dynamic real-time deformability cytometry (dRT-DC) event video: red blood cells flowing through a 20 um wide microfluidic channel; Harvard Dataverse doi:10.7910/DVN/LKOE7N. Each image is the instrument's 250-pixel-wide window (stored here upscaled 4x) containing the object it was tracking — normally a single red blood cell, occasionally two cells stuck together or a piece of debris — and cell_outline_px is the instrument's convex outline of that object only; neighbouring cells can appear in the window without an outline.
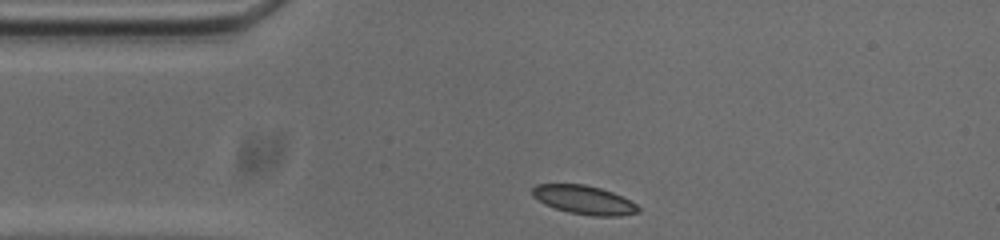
{"species": "common noctule bat (a hibernating species)", "species_latin": "Nyctalus noctula", "temperature_condition": "cold", "stored_images_in_passage": 33, "camera_frame_rate_fps": 3000, "um_per_image_px": 0.085, "animal": {"sex": "male", "body_mass_g": 20.0, "forearm_length_mm": 53.3}, "frame": {"image": 1, "passage_image": 1, "time_ms": 0.0, "image_size_px": [1000, 240], "cell_outline_px": [[640, 212], [620, 216], [592, 216], [568, 212], [544, 204], [532, 196], [532, 188], [536, 184], [584, 184], [600, 188], [612, 192], [636, 204], [640, 208]], "centroid_in_image_um": [49.63, 16.99], "position_along_channel_um": 35.4, "area_um2": 17.69}}
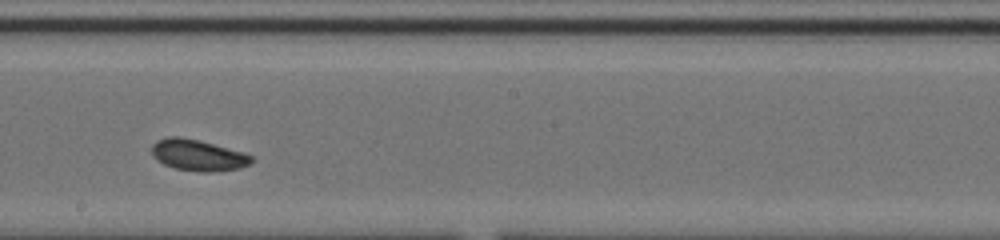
{"frame": {"image": 2, "passage_image": 19, "time_ms": 6.0, "image_size_px": [1000, 240], "cell_outline_px": [[256, 160], [252, 164], [240, 168], [212, 172], [200, 172], [176, 168], [164, 164], [156, 160], [152, 156], [152, 144], [156, 140], [168, 136], [180, 136], [200, 140], [244, 152], [252, 156]], "centroid_in_image_um": [16.85, 13.18], "position_along_channel_um": 231.3, "area_um2": 18.5}}
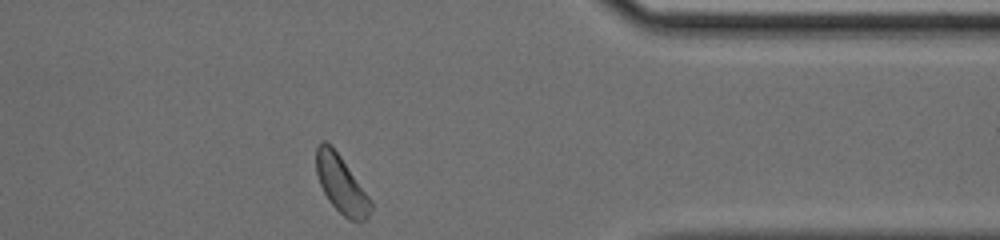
{"frame": {"image": 3, "passage_image": 33, "time_ms": 10.667, "image_size_px": [1000, 240], "cell_outline_px": [[372, 208], [368, 216], [364, 220], [348, 220], [328, 200], [320, 184], [316, 172], [316, 144], [320, 140], [324, 140], [340, 156], [372, 200]], "centroid_in_image_um": [29.0, 15.66], "position_along_channel_um": 382.4, "area_um2": 18.03}, "authors_computed_cell_mechanics": {"area_um2": 17.918, "velocity_mm_per_s": 3.6852, "shape_relaxation_time_tau1_ms": null, "shape_relaxation_time_tau2_ms": 11.194, "deformation_change_tau1": null, "deformation_change_tau2": 0.1272}}